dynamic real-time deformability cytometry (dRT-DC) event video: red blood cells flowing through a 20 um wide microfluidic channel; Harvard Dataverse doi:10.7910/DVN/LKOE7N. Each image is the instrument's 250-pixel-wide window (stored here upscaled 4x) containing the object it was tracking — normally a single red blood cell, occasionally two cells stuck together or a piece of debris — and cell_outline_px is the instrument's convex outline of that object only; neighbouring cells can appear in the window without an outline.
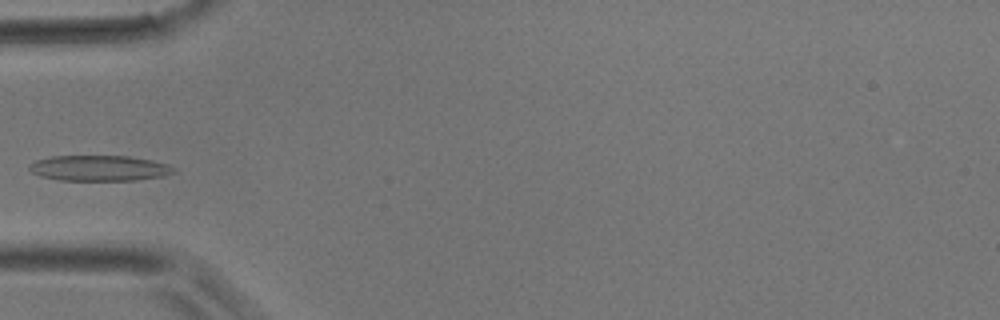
{"species": "common noctule bat (a hibernating species)", "species_latin": "Nyctalus noctula", "temperature_condition": "room temperature", "stored_images_in_passage": 5, "camera_frame_rate_fps": 3000, "um_per_image_px": 0.085, "animal": {"sex": "male", "body_mass_g": 17.9}, "frame": {"image": 1, "passage_image": 5, "time_ms": 1.333, "image_size_px": [1000, 320], "cell_outline_px": [[176, 172], [164, 176], [136, 180], [60, 180], [40, 176], [32, 172], [28, 168], [28, 164], [36, 160], [52, 156], [128, 156], [152, 160], [168, 164], [176, 168]], "centroid_in_image_um": [8.45, 14.29], "position_along_channel_um": 76.5, "area_um2": 21.62}}